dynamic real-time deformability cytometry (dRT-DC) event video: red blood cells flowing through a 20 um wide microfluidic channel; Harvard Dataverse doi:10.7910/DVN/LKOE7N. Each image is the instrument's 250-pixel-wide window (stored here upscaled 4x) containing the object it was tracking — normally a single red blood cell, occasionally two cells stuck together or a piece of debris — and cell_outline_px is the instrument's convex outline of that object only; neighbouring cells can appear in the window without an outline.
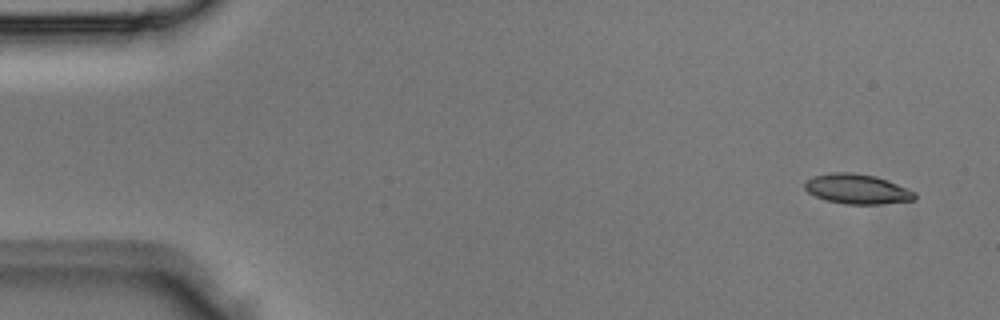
{"species": "Egyptian fruit bat (a non-hibernating species)", "species_latin": "Rousettus aegyptiacus", "temperature_condition": "room temperature", "stored_images_in_passage": 3, "camera_frame_rate_fps": 3000, "um_per_image_px": 0.085, "animal": {"sex": "male"}, "frame": {"image": 1, "passage_image": 1, "time_ms": 0.0, "image_size_px": [1000, 320], "cell_outline_px": [[916, 200], [880, 204], [844, 204], [828, 200], [816, 196], [808, 192], [804, 188], [804, 180], [812, 176], [832, 172], [848, 172], [876, 176], [888, 180], [908, 188], [916, 192]], "centroid_in_image_um": [72.87, 16.06], "position_along_channel_um": 12.1, "area_um2": 19.31}}